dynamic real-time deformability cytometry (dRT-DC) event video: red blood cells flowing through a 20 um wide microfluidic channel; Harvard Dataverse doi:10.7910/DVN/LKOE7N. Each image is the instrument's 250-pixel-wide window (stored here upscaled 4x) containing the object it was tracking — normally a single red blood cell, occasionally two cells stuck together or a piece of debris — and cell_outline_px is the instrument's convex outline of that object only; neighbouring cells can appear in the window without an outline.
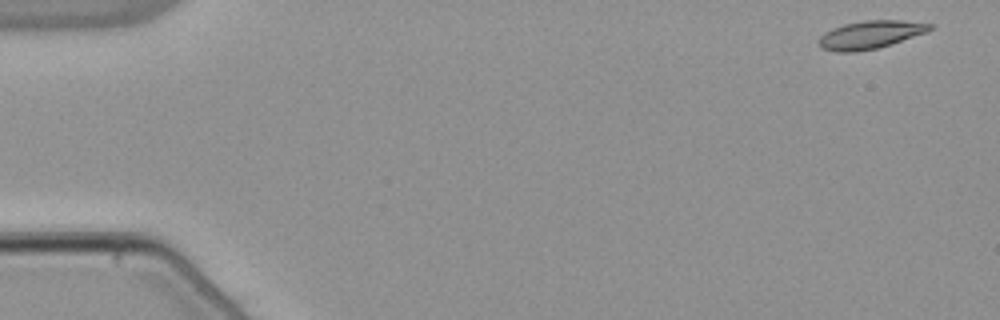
{"species": "common noctule bat (a hibernating species)", "species_latin": "Nyctalus noctula", "temperature_condition": "warm", "stored_images_in_passage": 52, "camera_frame_rate_fps": 3000, "um_per_image_px": 0.085, "animal": {"sex": "male", "body_mass_g": 21.5, "forearm_length_mm": 52.0}, "frame": {"image": 1, "passage_image": 1, "time_ms": 0.0, "image_size_px": [1000, 320], "cell_outline_px": [[932, 28], [928, 32], [892, 44], [876, 48], [856, 52], [836, 52], [820, 48], [816, 44], [816, 40], [824, 32], [832, 28], [844, 24], [864, 20], [900, 20], [932, 24]], "centroid_in_image_um": [73.92, 2.96], "position_along_channel_um": 11.1, "area_um2": 18.38}}
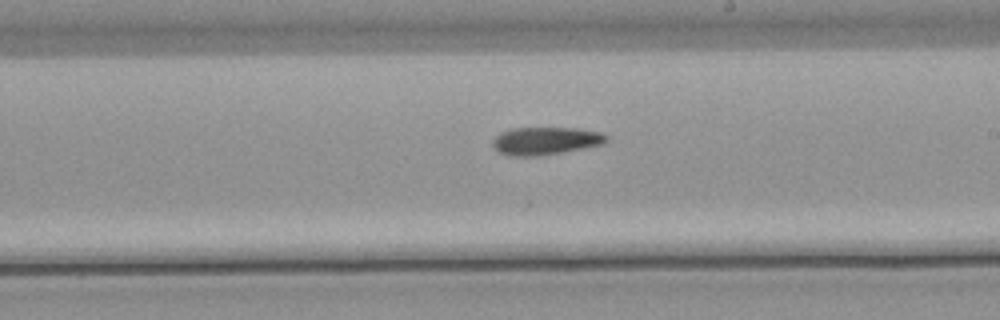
{"frame": {"image": 2, "passage_image": 30, "time_ms": 9.667, "image_size_px": [1000, 320], "cell_outline_px": [[608, 140], [604, 144], [560, 152], [536, 156], [508, 156], [500, 152], [492, 144], [492, 140], [500, 132], [512, 128], [580, 128], [600, 132], [608, 136]], "centroid_in_image_um": [46.37, 11.96], "position_along_channel_um": 242.6, "area_um2": 18.32}}
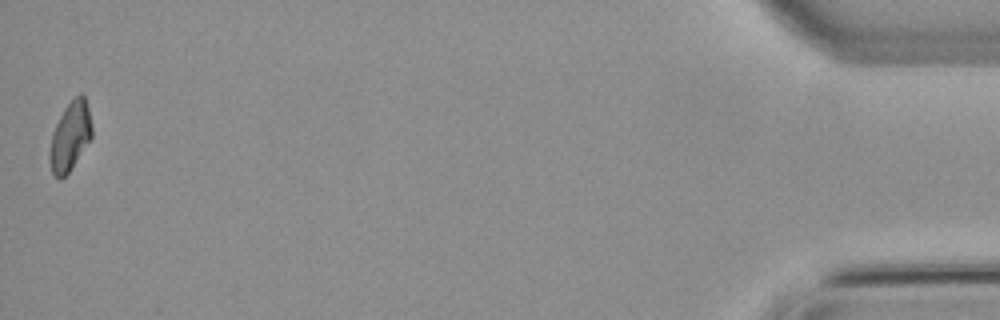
{"frame": {"image": 3, "passage_image": 52, "time_ms": 17.0, "image_size_px": [1000, 320], "cell_outline_px": [[92, 136], [68, 172], [60, 180], [52, 172], [48, 156], [48, 152], [52, 132], [64, 108], [80, 92], [84, 92], [88, 108], [92, 128]], "centroid_in_image_um": [5.94, 11.56], "position_along_channel_um": 429.3, "area_um2": 16.76}}